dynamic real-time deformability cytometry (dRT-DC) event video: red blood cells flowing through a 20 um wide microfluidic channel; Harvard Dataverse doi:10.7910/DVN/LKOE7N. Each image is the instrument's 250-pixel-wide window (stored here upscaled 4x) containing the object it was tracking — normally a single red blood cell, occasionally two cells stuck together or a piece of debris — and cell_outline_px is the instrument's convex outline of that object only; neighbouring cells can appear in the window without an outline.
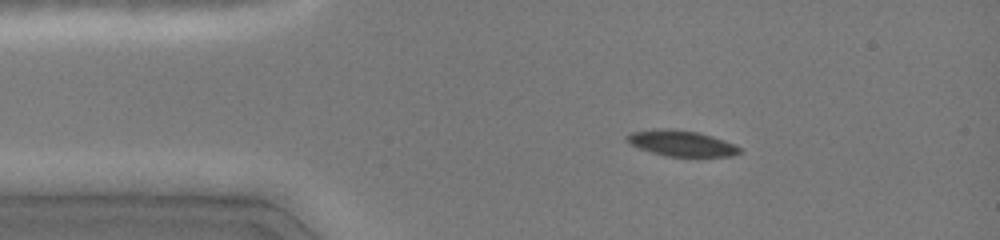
{"species": "common noctule bat (a hibernating species)", "species_latin": "Nyctalus noctula", "temperature_condition": "cold", "stored_images_in_passage": 4, "camera_frame_rate_fps": 3000, "um_per_image_px": 0.085, "animal": {"sex": "female", "body_mass_g": 19.0, "forearm_length_mm": 51.5}, "frame": {"image": 1, "passage_image": 2, "time_ms": 0.667, "image_size_px": [1000, 240], "cell_outline_px": [[744, 152], [732, 156], [664, 156], [640, 148], [624, 140], [624, 136], [632, 132], [660, 128], [668, 128], [696, 132], [712, 136], [724, 140], [740, 148]], "centroid_in_image_um": [57.9, 12.18], "position_along_channel_um": 27.1, "area_um2": 16.82}}